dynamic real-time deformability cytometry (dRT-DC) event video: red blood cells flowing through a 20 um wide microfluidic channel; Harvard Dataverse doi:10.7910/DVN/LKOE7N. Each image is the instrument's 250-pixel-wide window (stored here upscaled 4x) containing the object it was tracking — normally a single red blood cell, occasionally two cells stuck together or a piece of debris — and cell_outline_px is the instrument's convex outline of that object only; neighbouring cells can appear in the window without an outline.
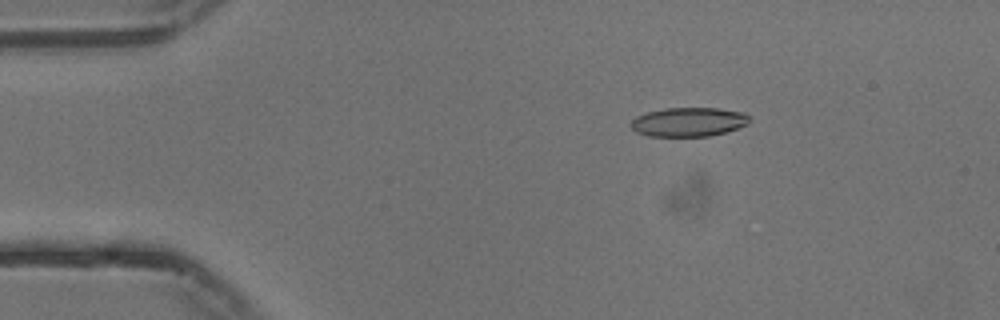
{"species": "common noctule bat (a hibernating species)", "species_latin": "Nyctalus noctula", "temperature_condition": "cold", "stored_images_in_passage": 54, "camera_frame_rate_fps": 3000, "um_per_image_px": 0.085, "animal": {"sex": "male", "body_mass_g": 13.3}, "frame": {"image": 1, "passage_image": 9, "time_ms": 2.667, "image_size_px": [1000, 320], "cell_outline_px": [[752, 120], [748, 124], [724, 132], [708, 136], [648, 136], [636, 132], [628, 124], [636, 116], [648, 112], [664, 108], [720, 108], [744, 112]], "centroid_in_image_um": [58.52, 10.36], "position_along_channel_um": 26.5, "area_um2": 20.17}}
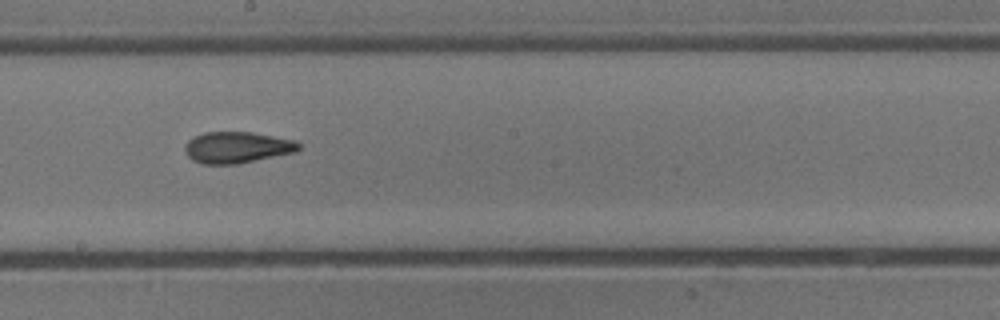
{"frame": {"image": 2, "passage_image": 30, "time_ms": 9.667, "image_size_px": [1000, 320], "cell_outline_px": [[300, 148], [296, 152], [236, 164], [200, 164], [192, 160], [184, 152], [184, 148], [188, 140], [192, 136], [204, 132], [252, 132], [296, 140], [300, 144]], "centroid_in_image_um": [20.12, 12.52], "position_along_channel_um": 228.1, "area_um2": 20.98}}
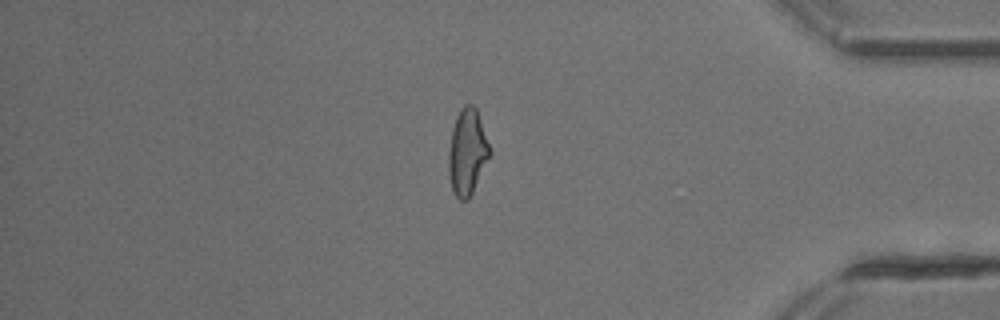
{"frame": {"image": 3, "passage_image": 46, "time_ms": 15.0, "image_size_px": [1000, 320], "cell_outline_px": [[492, 152], [468, 200], [460, 200], [452, 192], [448, 172], [448, 152], [452, 128], [456, 116], [460, 108], [464, 104], [472, 104], [476, 108], [492, 148]], "centroid_in_image_um": [39.72, 12.9], "position_along_channel_um": 395.5, "area_um2": 20.92}, "authors_computed_cell_mechanics": {"area_um2": 20.6924, "velocity_mm_per_s": 3.7548, "shape_relaxation_time_tau1_ms": 9.1316, "shape_relaxation_time_tau2_ms": 2.3851, "deformation_change_tau1": 0.2202, "deformation_change_tau2": 0.1022}}